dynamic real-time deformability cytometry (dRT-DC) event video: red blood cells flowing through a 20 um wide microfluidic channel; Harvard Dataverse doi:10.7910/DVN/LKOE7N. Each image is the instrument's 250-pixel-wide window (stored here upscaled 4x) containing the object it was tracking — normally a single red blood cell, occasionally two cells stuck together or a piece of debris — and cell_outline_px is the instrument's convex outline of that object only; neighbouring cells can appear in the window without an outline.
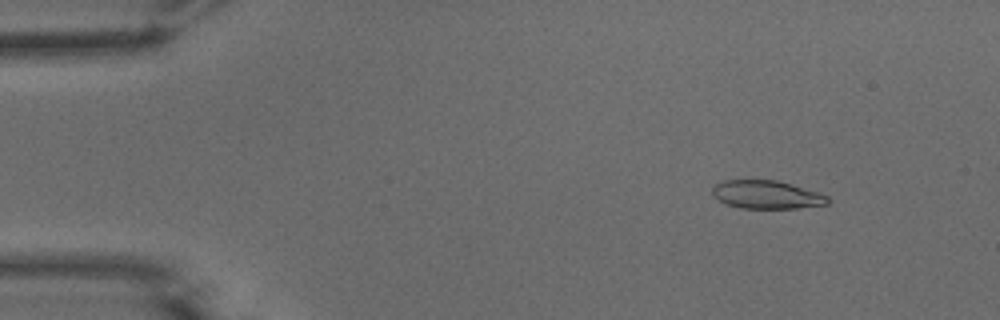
{"species": "common noctule bat (a hibernating species)", "species_latin": "Nyctalus noctula", "temperature_condition": "warm", "stored_images_in_passage": 41, "camera_frame_rate_fps": 3000, "um_per_image_px": 0.085, "animal": {"sex": "male", "body_mass_g": 15.6}, "frame": {"image": 1, "passage_image": 5, "time_ms": 1.333, "image_size_px": [1000, 320], "cell_outline_px": [[828, 204], [796, 208], [740, 208], [724, 204], [712, 196], [712, 184], [724, 180], [776, 180], [816, 192], [828, 196]], "centroid_in_image_um": [65.06, 16.55], "position_along_channel_um": 19.9, "area_um2": 18.96}}
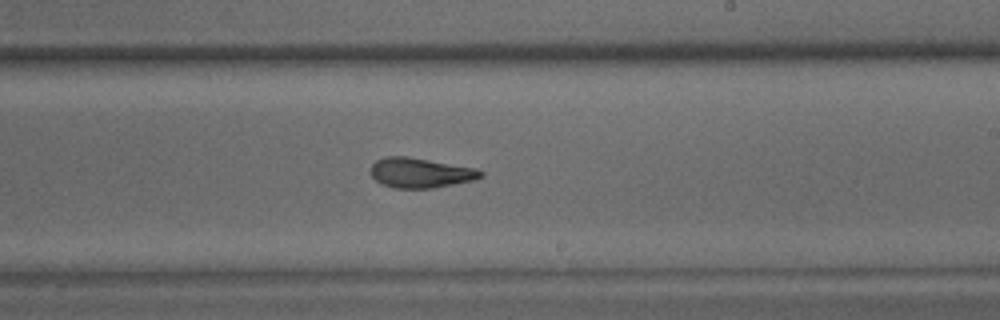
{"frame": {"image": 2, "passage_image": 30, "time_ms": 9.667, "image_size_px": [1000, 320], "cell_outline_px": [[484, 176], [472, 180], [432, 188], [396, 188], [384, 184], [376, 180], [372, 176], [372, 164], [376, 160], [384, 156], [404, 156], [428, 160], [472, 168], [484, 172]], "centroid_in_image_um": [35.71, 14.69], "position_along_channel_um": 253.3, "area_um2": 18.67}}
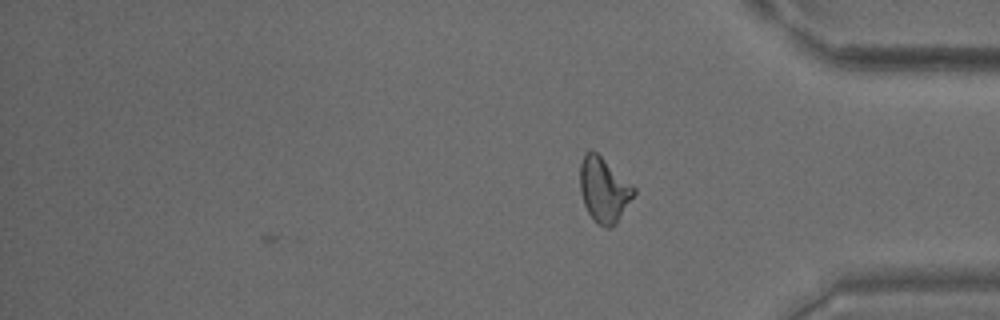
{"frame": {"image": 3, "passage_image": 41, "time_ms": 13.333, "image_size_px": [1000, 320], "cell_outline_px": [[636, 192], [616, 224], [608, 228], [604, 228], [596, 224], [588, 212], [584, 204], [580, 192], [580, 164], [584, 152], [596, 152], [632, 184], [636, 188]], "centroid_in_image_um": [51.32, 16.16], "position_along_channel_um": 383.9, "area_um2": 20.29}, "authors_computed_cell_mechanics": {"area_um2": 19.652, "velocity_mm_per_s": 3.8761, "shape_relaxation_time_tau1_ms": 8.7449, "shape_relaxation_time_tau2_ms": 2.7581, "deformation_change_tau1": 0.2499, "deformation_change_tau2": 0.1173}}